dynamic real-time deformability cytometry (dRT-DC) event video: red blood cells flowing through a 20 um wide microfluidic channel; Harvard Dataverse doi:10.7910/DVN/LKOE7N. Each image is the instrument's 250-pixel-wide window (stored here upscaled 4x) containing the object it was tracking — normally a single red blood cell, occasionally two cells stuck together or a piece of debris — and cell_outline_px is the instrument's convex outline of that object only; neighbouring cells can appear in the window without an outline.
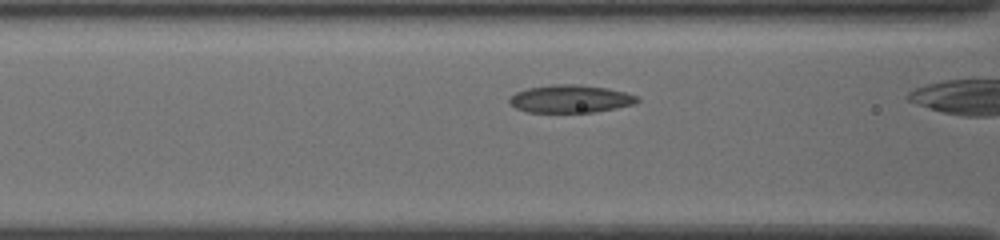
{"species": "common noctule bat (a hibernating species)", "species_latin": "Nyctalus noctula", "temperature_condition": "cold", "stored_images_in_passage": 5, "camera_frame_rate_fps": 3000, "um_per_image_px": 0.085, "animal": {"sex": "female", "body_mass_g": 19.5, "forearm_length_mm": 54.1}, "frame": {"image": 1, "passage_image": 3, "time_ms": 0.667, "image_size_px": [1000, 240], "cell_outline_px": [[632, 100], [620, 104], [604, 108], [572, 112], [544, 112], [528, 108], [516, 104], [512, 100], [516, 96], [540, 88], [592, 88], [612, 92], [624, 96]], "centroid_in_image_um": [48.35, 8.47], "position_along_channel_um": 118.3, "area_um2": 15.37}}